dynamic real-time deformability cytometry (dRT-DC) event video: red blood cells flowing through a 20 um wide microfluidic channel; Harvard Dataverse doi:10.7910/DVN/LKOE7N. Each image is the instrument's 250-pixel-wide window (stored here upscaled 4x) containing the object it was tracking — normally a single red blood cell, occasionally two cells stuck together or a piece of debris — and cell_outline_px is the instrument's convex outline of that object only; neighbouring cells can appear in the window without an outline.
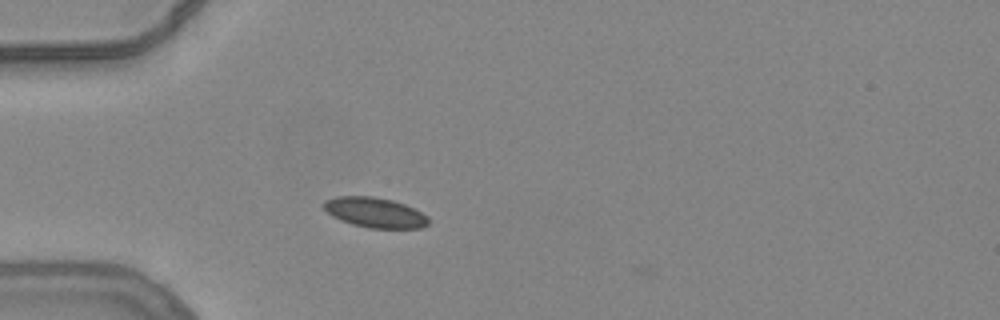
{"species": "common noctule bat (a hibernating species)", "species_latin": "Nyctalus noctula", "temperature_condition": "warm", "stored_images_in_passage": 6, "camera_frame_rate_fps": 3000, "um_per_image_px": 0.085, "animal": {"sex": "female", "body_mass_g": 24.6, "forearm_length_mm": 56.2}, "frame": {"image": 1, "passage_image": 1, "time_ms": 0.0, "image_size_px": [1000, 320], "cell_outline_px": [[428, 224], [420, 228], [368, 228], [352, 224], [340, 220], [332, 216], [320, 204], [324, 200], [336, 196], [372, 196], [392, 200], [404, 204], [428, 216]], "centroid_in_image_um": [31.82, 18.06], "position_along_channel_um": 53.2, "area_um2": 18.38}}
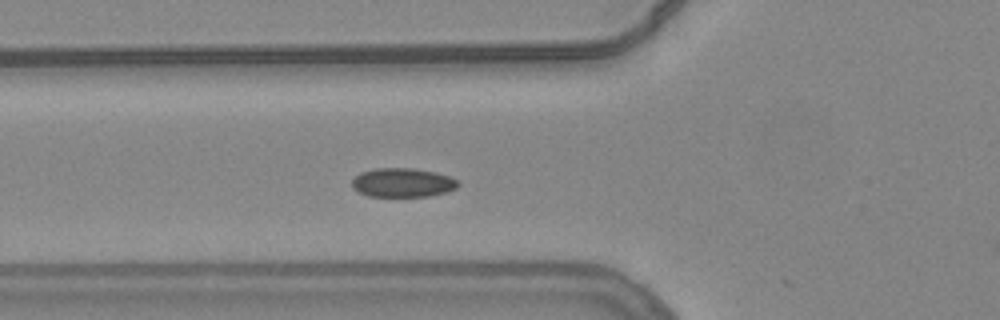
{"frame": {"image": 2, "passage_image": 5, "time_ms": 1.333, "image_size_px": [1000, 320], "cell_outline_px": [[460, 184], [456, 188], [448, 192], [428, 196], [368, 196], [352, 188], [352, 180], [360, 172], [376, 168], [412, 168], [436, 172], [448, 176], [456, 180]], "centroid_in_image_um": [34.22, 15.52], "position_along_channel_um": 91.6, "area_um2": 17.92}}